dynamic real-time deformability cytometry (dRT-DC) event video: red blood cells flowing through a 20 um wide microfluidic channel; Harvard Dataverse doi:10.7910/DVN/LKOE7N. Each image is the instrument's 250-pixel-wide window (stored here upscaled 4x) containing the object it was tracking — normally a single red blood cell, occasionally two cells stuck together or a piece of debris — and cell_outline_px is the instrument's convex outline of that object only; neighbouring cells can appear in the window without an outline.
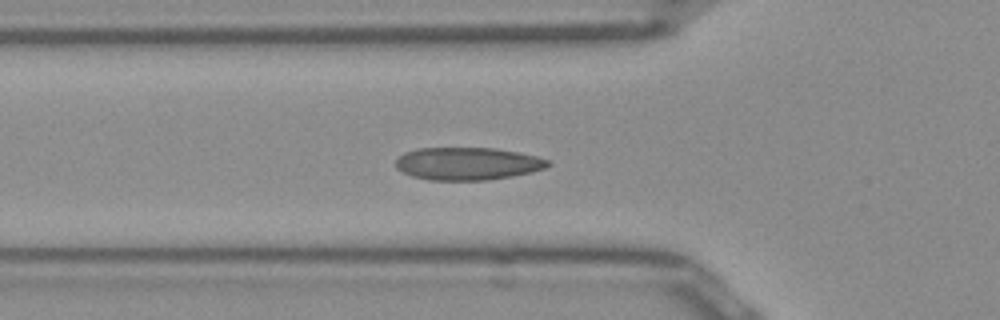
{"species": "Egyptian fruit bat (a non-hibernating species)", "species_latin": "Rousettus aegyptiacus", "temperature_condition": "room temperature", "stored_images_in_passage": 44, "camera_frame_rate_fps": 3000, "um_per_image_px": 0.085, "frame": {"image": 1, "passage_image": 9, "time_ms": 2.667, "image_size_px": [1000, 320], "cell_outline_px": [[552, 164], [544, 168], [532, 172], [512, 176], [488, 180], [428, 180], [412, 176], [396, 168], [396, 160], [404, 152], [420, 148], [496, 148], [520, 152], [552, 160]], "centroid_in_image_um": [39.78, 13.91], "position_along_channel_um": 86.0, "area_um2": 29.13}}
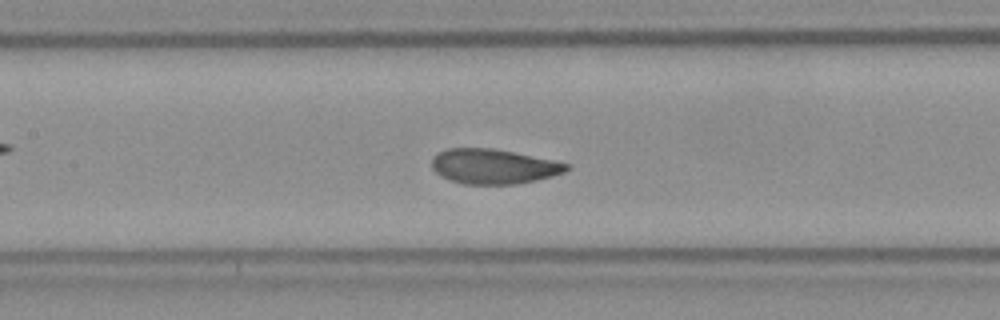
{"frame": {"image": 2, "passage_image": 15, "time_ms": 4.667, "image_size_px": [1000, 320], "cell_outline_px": [[568, 168], [564, 172], [552, 176], [536, 180], [516, 184], [464, 184], [452, 180], [436, 172], [432, 168], [432, 156], [448, 148], [492, 148], [552, 160], [568, 164]], "centroid_in_image_um": [41.93, 14.14], "position_along_channel_um": 165.5, "area_um2": 26.93}}
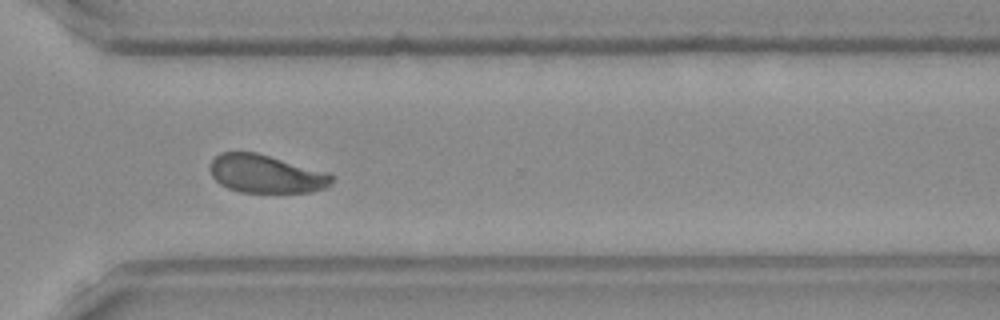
{"frame": {"image": 3, "passage_image": 29, "time_ms": 9.333, "image_size_px": [1000, 320], "cell_outline_px": [[336, 176], [332, 184], [328, 188], [312, 192], [240, 192], [228, 188], [220, 184], [212, 176], [212, 160], [220, 152], [256, 152], [328, 172]], "centroid_in_image_um": [22.69, 14.79], "position_along_channel_um": 347.9, "area_um2": 27.17}, "authors_computed_cell_mechanics": {"area_um2": 27.5417, "velocity_mm_per_s": 3.9145, "shape_relaxation_time_tau1_ms": 5.7295, "shape_relaxation_time_tau2_ms": 0.6228, "deformation_change_tau1": 0.1703, "deformation_change_tau2": 0.0522}}